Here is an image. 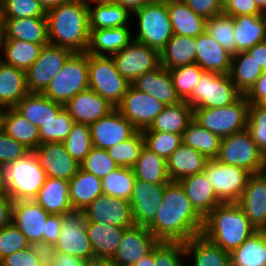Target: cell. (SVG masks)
Segmentation results:
<instances>
[{
    "mask_svg": "<svg viewBox=\"0 0 266 266\" xmlns=\"http://www.w3.org/2000/svg\"><path fill=\"white\" fill-rule=\"evenodd\" d=\"M28 93L26 71L0 59V106L14 108Z\"/></svg>",
    "mask_w": 266,
    "mask_h": 266,
    "instance_id": "cell-34",
    "label": "cell"
},
{
    "mask_svg": "<svg viewBox=\"0 0 266 266\" xmlns=\"http://www.w3.org/2000/svg\"><path fill=\"white\" fill-rule=\"evenodd\" d=\"M231 266H266V230H258L230 253Z\"/></svg>",
    "mask_w": 266,
    "mask_h": 266,
    "instance_id": "cell-42",
    "label": "cell"
},
{
    "mask_svg": "<svg viewBox=\"0 0 266 266\" xmlns=\"http://www.w3.org/2000/svg\"><path fill=\"white\" fill-rule=\"evenodd\" d=\"M126 228L106 223L86 222L94 258L112 259Z\"/></svg>",
    "mask_w": 266,
    "mask_h": 266,
    "instance_id": "cell-31",
    "label": "cell"
},
{
    "mask_svg": "<svg viewBox=\"0 0 266 266\" xmlns=\"http://www.w3.org/2000/svg\"><path fill=\"white\" fill-rule=\"evenodd\" d=\"M33 153L46 177L70 181L80 168V164L67 152L63 143H43Z\"/></svg>",
    "mask_w": 266,
    "mask_h": 266,
    "instance_id": "cell-20",
    "label": "cell"
},
{
    "mask_svg": "<svg viewBox=\"0 0 266 266\" xmlns=\"http://www.w3.org/2000/svg\"><path fill=\"white\" fill-rule=\"evenodd\" d=\"M4 38V16L0 5V44Z\"/></svg>",
    "mask_w": 266,
    "mask_h": 266,
    "instance_id": "cell-74",
    "label": "cell"
},
{
    "mask_svg": "<svg viewBox=\"0 0 266 266\" xmlns=\"http://www.w3.org/2000/svg\"><path fill=\"white\" fill-rule=\"evenodd\" d=\"M90 1L95 7H92ZM88 0L90 30L128 27L130 11L111 0Z\"/></svg>",
    "mask_w": 266,
    "mask_h": 266,
    "instance_id": "cell-30",
    "label": "cell"
},
{
    "mask_svg": "<svg viewBox=\"0 0 266 266\" xmlns=\"http://www.w3.org/2000/svg\"><path fill=\"white\" fill-rule=\"evenodd\" d=\"M244 96L249 104H257L266 96V71L262 73Z\"/></svg>",
    "mask_w": 266,
    "mask_h": 266,
    "instance_id": "cell-65",
    "label": "cell"
},
{
    "mask_svg": "<svg viewBox=\"0 0 266 266\" xmlns=\"http://www.w3.org/2000/svg\"><path fill=\"white\" fill-rule=\"evenodd\" d=\"M221 137L210 132L192 119L182 134L185 145L197 150L208 159H216L219 155Z\"/></svg>",
    "mask_w": 266,
    "mask_h": 266,
    "instance_id": "cell-45",
    "label": "cell"
},
{
    "mask_svg": "<svg viewBox=\"0 0 266 266\" xmlns=\"http://www.w3.org/2000/svg\"><path fill=\"white\" fill-rule=\"evenodd\" d=\"M84 211L73 210L62 215V225L55 247L58 253L82 260L94 258V252L86 231Z\"/></svg>",
    "mask_w": 266,
    "mask_h": 266,
    "instance_id": "cell-12",
    "label": "cell"
},
{
    "mask_svg": "<svg viewBox=\"0 0 266 266\" xmlns=\"http://www.w3.org/2000/svg\"><path fill=\"white\" fill-rule=\"evenodd\" d=\"M87 222L106 223L129 228L134 224L130 201L102 194L85 210Z\"/></svg>",
    "mask_w": 266,
    "mask_h": 266,
    "instance_id": "cell-18",
    "label": "cell"
},
{
    "mask_svg": "<svg viewBox=\"0 0 266 266\" xmlns=\"http://www.w3.org/2000/svg\"><path fill=\"white\" fill-rule=\"evenodd\" d=\"M242 94L229 74L204 71L186 102L195 108H221L234 103Z\"/></svg>",
    "mask_w": 266,
    "mask_h": 266,
    "instance_id": "cell-9",
    "label": "cell"
},
{
    "mask_svg": "<svg viewBox=\"0 0 266 266\" xmlns=\"http://www.w3.org/2000/svg\"><path fill=\"white\" fill-rule=\"evenodd\" d=\"M31 150L24 144L17 142L8 136L3 130L0 131V165L5 166L23 158Z\"/></svg>",
    "mask_w": 266,
    "mask_h": 266,
    "instance_id": "cell-59",
    "label": "cell"
},
{
    "mask_svg": "<svg viewBox=\"0 0 266 266\" xmlns=\"http://www.w3.org/2000/svg\"><path fill=\"white\" fill-rule=\"evenodd\" d=\"M262 17L264 18L265 25H266V9L262 12Z\"/></svg>",
    "mask_w": 266,
    "mask_h": 266,
    "instance_id": "cell-80",
    "label": "cell"
},
{
    "mask_svg": "<svg viewBox=\"0 0 266 266\" xmlns=\"http://www.w3.org/2000/svg\"><path fill=\"white\" fill-rule=\"evenodd\" d=\"M49 213L34 200L14 201L12 223L29 243L44 240Z\"/></svg>",
    "mask_w": 266,
    "mask_h": 266,
    "instance_id": "cell-21",
    "label": "cell"
},
{
    "mask_svg": "<svg viewBox=\"0 0 266 266\" xmlns=\"http://www.w3.org/2000/svg\"><path fill=\"white\" fill-rule=\"evenodd\" d=\"M266 182V165L261 169V171L258 173Z\"/></svg>",
    "mask_w": 266,
    "mask_h": 266,
    "instance_id": "cell-78",
    "label": "cell"
},
{
    "mask_svg": "<svg viewBox=\"0 0 266 266\" xmlns=\"http://www.w3.org/2000/svg\"><path fill=\"white\" fill-rule=\"evenodd\" d=\"M3 40L49 44L46 17L4 18Z\"/></svg>",
    "mask_w": 266,
    "mask_h": 266,
    "instance_id": "cell-26",
    "label": "cell"
},
{
    "mask_svg": "<svg viewBox=\"0 0 266 266\" xmlns=\"http://www.w3.org/2000/svg\"><path fill=\"white\" fill-rule=\"evenodd\" d=\"M131 85L137 90L157 98L165 106L181 102L169 70L161 65L137 77Z\"/></svg>",
    "mask_w": 266,
    "mask_h": 266,
    "instance_id": "cell-23",
    "label": "cell"
},
{
    "mask_svg": "<svg viewBox=\"0 0 266 266\" xmlns=\"http://www.w3.org/2000/svg\"><path fill=\"white\" fill-rule=\"evenodd\" d=\"M204 218L179 182L170 181L154 221L147 227L160 242H182L202 233Z\"/></svg>",
    "mask_w": 266,
    "mask_h": 266,
    "instance_id": "cell-1",
    "label": "cell"
},
{
    "mask_svg": "<svg viewBox=\"0 0 266 266\" xmlns=\"http://www.w3.org/2000/svg\"><path fill=\"white\" fill-rule=\"evenodd\" d=\"M257 105L263 109H266V96L263 97L258 103Z\"/></svg>",
    "mask_w": 266,
    "mask_h": 266,
    "instance_id": "cell-77",
    "label": "cell"
},
{
    "mask_svg": "<svg viewBox=\"0 0 266 266\" xmlns=\"http://www.w3.org/2000/svg\"><path fill=\"white\" fill-rule=\"evenodd\" d=\"M44 46L20 40H2L0 49L5 55V60L0 59L6 64L27 71L38 59Z\"/></svg>",
    "mask_w": 266,
    "mask_h": 266,
    "instance_id": "cell-44",
    "label": "cell"
},
{
    "mask_svg": "<svg viewBox=\"0 0 266 266\" xmlns=\"http://www.w3.org/2000/svg\"><path fill=\"white\" fill-rule=\"evenodd\" d=\"M89 126L92 146L106 150L130 139L139 131L117 109Z\"/></svg>",
    "mask_w": 266,
    "mask_h": 266,
    "instance_id": "cell-17",
    "label": "cell"
},
{
    "mask_svg": "<svg viewBox=\"0 0 266 266\" xmlns=\"http://www.w3.org/2000/svg\"><path fill=\"white\" fill-rule=\"evenodd\" d=\"M206 32L231 55L236 54L233 17L221 13L206 19Z\"/></svg>",
    "mask_w": 266,
    "mask_h": 266,
    "instance_id": "cell-48",
    "label": "cell"
},
{
    "mask_svg": "<svg viewBox=\"0 0 266 266\" xmlns=\"http://www.w3.org/2000/svg\"><path fill=\"white\" fill-rule=\"evenodd\" d=\"M249 105L241 95L234 103L221 108H195L193 119L223 138L247 129Z\"/></svg>",
    "mask_w": 266,
    "mask_h": 266,
    "instance_id": "cell-6",
    "label": "cell"
},
{
    "mask_svg": "<svg viewBox=\"0 0 266 266\" xmlns=\"http://www.w3.org/2000/svg\"><path fill=\"white\" fill-rule=\"evenodd\" d=\"M89 89L117 107L131 85L117 70L110 56L88 54Z\"/></svg>",
    "mask_w": 266,
    "mask_h": 266,
    "instance_id": "cell-8",
    "label": "cell"
},
{
    "mask_svg": "<svg viewBox=\"0 0 266 266\" xmlns=\"http://www.w3.org/2000/svg\"><path fill=\"white\" fill-rule=\"evenodd\" d=\"M223 13L231 17L240 15H262L254 0H231L224 8Z\"/></svg>",
    "mask_w": 266,
    "mask_h": 266,
    "instance_id": "cell-62",
    "label": "cell"
},
{
    "mask_svg": "<svg viewBox=\"0 0 266 266\" xmlns=\"http://www.w3.org/2000/svg\"><path fill=\"white\" fill-rule=\"evenodd\" d=\"M145 146L167 160L183 143L182 135L167 132H142Z\"/></svg>",
    "mask_w": 266,
    "mask_h": 266,
    "instance_id": "cell-53",
    "label": "cell"
},
{
    "mask_svg": "<svg viewBox=\"0 0 266 266\" xmlns=\"http://www.w3.org/2000/svg\"><path fill=\"white\" fill-rule=\"evenodd\" d=\"M195 37L174 34L160 51V63L165 69L195 63L196 54Z\"/></svg>",
    "mask_w": 266,
    "mask_h": 266,
    "instance_id": "cell-40",
    "label": "cell"
},
{
    "mask_svg": "<svg viewBox=\"0 0 266 266\" xmlns=\"http://www.w3.org/2000/svg\"><path fill=\"white\" fill-rule=\"evenodd\" d=\"M14 109L38 128L64 109V105L54 102L42 93H28Z\"/></svg>",
    "mask_w": 266,
    "mask_h": 266,
    "instance_id": "cell-29",
    "label": "cell"
},
{
    "mask_svg": "<svg viewBox=\"0 0 266 266\" xmlns=\"http://www.w3.org/2000/svg\"><path fill=\"white\" fill-rule=\"evenodd\" d=\"M102 194V179L81 168L69 181V201L73 210L84 211Z\"/></svg>",
    "mask_w": 266,
    "mask_h": 266,
    "instance_id": "cell-33",
    "label": "cell"
},
{
    "mask_svg": "<svg viewBox=\"0 0 266 266\" xmlns=\"http://www.w3.org/2000/svg\"><path fill=\"white\" fill-rule=\"evenodd\" d=\"M80 168L96 177L103 179L118 168L106 149L92 147L86 158L80 163Z\"/></svg>",
    "mask_w": 266,
    "mask_h": 266,
    "instance_id": "cell-54",
    "label": "cell"
},
{
    "mask_svg": "<svg viewBox=\"0 0 266 266\" xmlns=\"http://www.w3.org/2000/svg\"><path fill=\"white\" fill-rule=\"evenodd\" d=\"M194 209L205 218L217 205L222 203L204 172L183 178L179 181Z\"/></svg>",
    "mask_w": 266,
    "mask_h": 266,
    "instance_id": "cell-27",
    "label": "cell"
},
{
    "mask_svg": "<svg viewBox=\"0 0 266 266\" xmlns=\"http://www.w3.org/2000/svg\"><path fill=\"white\" fill-rule=\"evenodd\" d=\"M75 121L63 109L57 117H53L39 128L40 144L63 143L69 135Z\"/></svg>",
    "mask_w": 266,
    "mask_h": 266,
    "instance_id": "cell-52",
    "label": "cell"
},
{
    "mask_svg": "<svg viewBox=\"0 0 266 266\" xmlns=\"http://www.w3.org/2000/svg\"><path fill=\"white\" fill-rule=\"evenodd\" d=\"M111 1L123 6L133 14L134 11L142 8L144 5L149 4L155 0H111Z\"/></svg>",
    "mask_w": 266,
    "mask_h": 266,
    "instance_id": "cell-69",
    "label": "cell"
},
{
    "mask_svg": "<svg viewBox=\"0 0 266 266\" xmlns=\"http://www.w3.org/2000/svg\"><path fill=\"white\" fill-rule=\"evenodd\" d=\"M258 9L263 12L266 9V0H254Z\"/></svg>",
    "mask_w": 266,
    "mask_h": 266,
    "instance_id": "cell-75",
    "label": "cell"
},
{
    "mask_svg": "<svg viewBox=\"0 0 266 266\" xmlns=\"http://www.w3.org/2000/svg\"><path fill=\"white\" fill-rule=\"evenodd\" d=\"M117 70L131 84L137 77L158 68L160 52L134 39L121 51L111 56Z\"/></svg>",
    "mask_w": 266,
    "mask_h": 266,
    "instance_id": "cell-14",
    "label": "cell"
},
{
    "mask_svg": "<svg viewBox=\"0 0 266 266\" xmlns=\"http://www.w3.org/2000/svg\"><path fill=\"white\" fill-rule=\"evenodd\" d=\"M195 63L204 71L229 74L232 55L216 42L206 31L195 37Z\"/></svg>",
    "mask_w": 266,
    "mask_h": 266,
    "instance_id": "cell-25",
    "label": "cell"
},
{
    "mask_svg": "<svg viewBox=\"0 0 266 266\" xmlns=\"http://www.w3.org/2000/svg\"><path fill=\"white\" fill-rule=\"evenodd\" d=\"M41 6L47 11L50 8L56 7L62 3H66L70 0H37Z\"/></svg>",
    "mask_w": 266,
    "mask_h": 266,
    "instance_id": "cell-72",
    "label": "cell"
},
{
    "mask_svg": "<svg viewBox=\"0 0 266 266\" xmlns=\"http://www.w3.org/2000/svg\"><path fill=\"white\" fill-rule=\"evenodd\" d=\"M193 119V109L186 101L165 106L152 124L142 132H167L182 135Z\"/></svg>",
    "mask_w": 266,
    "mask_h": 266,
    "instance_id": "cell-37",
    "label": "cell"
},
{
    "mask_svg": "<svg viewBox=\"0 0 266 266\" xmlns=\"http://www.w3.org/2000/svg\"><path fill=\"white\" fill-rule=\"evenodd\" d=\"M85 260L68 254L58 253L53 261V266H84Z\"/></svg>",
    "mask_w": 266,
    "mask_h": 266,
    "instance_id": "cell-68",
    "label": "cell"
},
{
    "mask_svg": "<svg viewBox=\"0 0 266 266\" xmlns=\"http://www.w3.org/2000/svg\"><path fill=\"white\" fill-rule=\"evenodd\" d=\"M34 201L49 214L63 215L73 211L69 201V181L46 177Z\"/></svg>",
    "mask_w": 266,
    "mask_h": 266,
    "instance_id": "cell-35",
    "label": "cell"
},
{
    "mask_svg": "<svg viewBox=\"0 0 266 266\" xmlns=\"http://www.w3.org/2000/svg\"><path fill=\"white\" fill-rule=\"evenodd\" d=\"M4 174L7 195L13 201L34 200L46 179L33 151L5 165Z\"/></svg>",
    "mask_w": 266,
    "mask_h": 266,
    "instance_id": "cell-4",
    "label": "cell"
},
{
    "mask_svg": "<svg viewBox=\"0 0 266 266\" xmlns=\"http://www.w3.org/2000/svg\"><path fill=\"white\" fill-rule=\"evenodd\" d=\"M4 18L46 17L37 0H0Z\"/></svg>",
    "mask_w": 266,
    "mask_h": 266,
    "instance_id": "cell-55",
    "label": "cell"
},
{
    "mask_svg": "<svg viewBox=\"0 0 266 266\" xmlns=\"http://www.w3.org/2000/svg\"><path fill=\"white\" fill-rule=\"evenodd\" d=\"M165 105L130 85L116 109L139 131L148 128Z\"/></svg>",
    "mask_w": 266,
    "mask_h": 266,
    "instance_id": "cell-15",
    "label": "cell"
},
{
    "mask_svg": "<svg viewBox=\"0 0 266 266\" xmlns=\"http://www.w3.org/2000/svg\"><path fill=\"white\" fill-rule=\"evenodd\" d=\"M84 266H116L111 259L92 258L85 261Z\"/></svg>",
    "mask_w": 266,
    "mask_h": 266,
    "instance_id": "cell-70",
    "label": "cell"
},
{
    "mask_svg": "<svg viewBox=\"0 0 266 266\" xmlns=\"http://www.w3.org/2000/svg\"><path fill=\"white\" fill-rule=\"evenodd\" d=\"M30 252L34 253L40 261V266H53L57 254L55 244L42 241H35L28 244Z\"/></svg>",
    "mask_w": 266,
    "mask_h": 266,
    "instance_id": "cell-61",
    "label": "cell"
},
{
    "mask_svg": "<svg viewBox=\"0 0 266 266\" xmlns=\"http://www.w3.org/2000/svg\"><path fill=\"white\" fill-rule=\"evenodd\" d=\"M5 112H6V108L0 106V131L3 130V119H4Z\"/></svg>",
    "mask_w": 266,
    "mask_h": 266,
    "instance_id": "cell-76",
    "label": "cell"
},
{
    "mask_svg": "<svg viewBox=\"0 0 266 266\" xmlns=\"http://www.w3.org/2000/svg\"><path fill=\"white\" fill-rule=\"evenodd\" d=\"M219 162L258 174L266 165L265 154L257 147L247 129L221 139Z\"/></svg>",
    "mask_w": 266,
    "mask_h": 266,
    "instance_id": "cell-10",
    "label": "cell"
},
{
    "mask_svg": "<svg viewBox=\"0 0 266 266\" xmlns=\"http://www.w3.org/2000/svg\"><path fill=\"white\" fill-rule=\"evenodd\" d=\"M264 71L247 52L232 55L230 77L237 90L245 95Z\"/></svg>",
    "mask_w": 266,
    "mask_h": 266,
    "instance_id": "cell-46",
    "label": "cell"
},
{
    "mask_svg": "<svg viewBox=\"0 0 266 266\" xmlns=\"http://www.w3.org/2000/svg\"><path fill=\"white\" fill-rule=\"evenodd\" d=\"M237 203L258 230H266V182L259 174L249 177Z\"/></svg>",
    "mask_w": 266,
    "mask_h": 266,
    "instance_id": "cell-24",
    "label": "cell"
},
{
    "mask_svg": "<svg viewBox=\"0 0 266 266\" xmlns=\"http://www.w3.org/2000/svg\"><path fill=\"white\" fill-rule=\"evenodd\" d=\"M3 131L31 151L40 145L39 128L20 115L14 108H6Z\"/></svg>",
    "mask_w": 266,
    "mask_h": 266,
    "instance_id": "cell-41",
    "label": "cell"
},
{
    "mask_svg": "<svg viewBox=\"0 0 266 266\" xmlns=\"http://www.w3.org/2000/svg\"><path fill=\"white\" fill-rule=\"evenodd\" d=\"M62 225V215L49 214L47 218L46 233H44V241L55 244L58 241Z\"/></svg>",
    "mask_w": 266,
    "mask_h": 266,
    "instance_id": "cell-64",
    "label": "cell"
},
{
    "mask_svg": "<svg viewBox=\"0 0 266 266\" xmlns=\"http://www.w3.org/2000/svg\"><path fill=\"white\" fill-rule=\"evenodd\" d=\"M25 235L13 224L0 229V261L17 251L28 247Z\"/></svg>",
    "mask_w": 266,
    "mask_h": 266,
    "instance_id": "cell-57",
    "label": "cell"
},
{
    "mask_svg": "<svg viewBox=\"0 0 266 266\" xmlns=\"http://www.w3.org/2000/svg\"><path fill=\"white\" fill-rule=\"evenodd\" d=\"M5 194H7V189L5 184L4 166L0 165V196Z\"/></svg>",
    "mask_w": 266,
    "mask_h": 266,
    "instance_id": "cell-73",
    "label": "cell"
},
{
    "mask_svg": "<svg viewBox=\"0 0 266 266\" xmlns=\"http://www.w3.org/2000/svg\"><path fill=\"white\" fill-rule=\"evenodd\" d=\"M173 34L197 37L206 31V19L197 15L182 0H167Z\"/></svg>",
    "mask_w": 266,
    "mask_h": 266,
    "instance_id": "cell-36",
    "label": "cell"
},
{
    "mask_svg": "<svg viewBox=\"0 0 266 266\" xmlns=\"http://www.w3.org/2000/svg\"><path fill=\"white\" fill-rule=\"evenodd\" d=\"M2 266H40L36 255L29 251L28 247L6 256L0 261Z\"/></svg>",
    "mask_w": 266,
    "mask_h": 266,
    "instance_id": "cell-63",
    "label": "cell"
},
{
    "mask_svg": "<svg viewBox=\"0 0 266 266\" xmlns=\"http://www.w3.org/2000/svg\"><path fill=\"white\" fill-rule=\"evenodd\" d=\"M231 0H218L222 8H224Z\"/></svg>",
    "mask_w": 266,
    "mask_h": 266,
    "instance_id": "cell-79",
    "label": "cell"
},
{
    "mask_svg": "<svg viewBox=\"0 0 266 266\" xmlns=\"http://www.w3.org/2000/svg\"><path fill=\"white\" fill-rule=\"evenodd\" d=\"M247 130L252 140L266 156V109L257 104H250L248 111Z\"/></svg>",
    "mask_w": 266,
    "mask_h": 266,
    "instance_id": "cell-56",
    "label": "cell"
},
{
    "mask_svg": "<svg viewBox=\"0 0 266 266\" xmlns=\"http://www.w3.org/2000/svg\"><path fill=\"white\" fill-rule=\"evenodd\" d=\"M222 203H237L252 175L247 170L209 159L203 171Z\"/></svg>",
    "mask_w": 266,
    "mask_h": 266,
    "instance_id": "cell-11",
    "label": "cell"
},
{
    "mask_svg": "<svg viewBox=\"0 0 266 266\" xmlns=\"http://www.w3.org/2000/svg\"><path fill=\"white\" fill-rule=\"evenodd\" d=\"M181 256H186L182 242H159L155 247L156 266H184Z\"/></svg>",
    "mask_w": 266,
    "mask_h": 266,
    "instance_id": "cell-58",
    "label": "cell"
},
{
    "mask_svg": "<svg viewBox=\"0 0 266 266\" xmlns=\"http://www.w3.org/2000/svg\"><path fill=\"white\" fill-rule=\"evenodd\" d=\"M257 231L238 203H220L204 218L201 234L231 253Z\"/></svg>",
    "mask_w": 266,
    "mask_h": 266,
    "instance_id": "cell-3",
    "label": "cell"
},
{
    "mask_svg": "<svg viewBox=\"0 0 266 266\" xmlns=\"http://www.w3.org/2000/svg\"><path fill=\"white\" fill-rule=\"evenodd\" d=\"M75 123L92 124L116 109L108 100L91 89L77 93L64 104Z\"/></svg>",
    "mask_w": 266,
    "mask_h": 266,
    "instance_id": "cell-22",
    "label": "cell"
},
{
    "mask_svg": "<svg viewBox=\"0 0 266 266\" xmlns=\"http://www.w3.org/2000/svg\"><path fill=\"white\" fill-rule=\"evenodd\" d=\"M132 266H156L155 264V248L147 256L142 257L141 260L133 264Z\"/></svg>",
    "mask_w": 266,
    "mask_h": 266,
    "instance_id": "cell-71",
    "label": "cell"
},
{
    "mask_svg": "<svg viewBox=\"0 0 266 266\" xmlns=\"http://www.w3.org/2000/svg\"><path fill=\"white\" fill-rule=\"evenodd\" d=\"M133 13L137 16L139 27L133 39L160 52L174 35L167 0H155Z\"/></svg>",
    "mask_w": 266,
    "mask_h": 266,
    "instance_id": "cell-7",
    "label": "cell"
},
{
    "mask_svg": "<svg viewBox=\"0 0 266 266\" xmlns=\"http://www.w3.org/2000/svg\"><path fill=\"white\" fill-rule=\"evenodd\" d=\"M136 179L148 183L168 184L167 162L145 145L141 149L137 162L132 167Z\"/></svg>",
    "mask_w": 266,
    "mask_h": 266,
    "instance_id": "cell-43",
    "label": "cell"
},
{
    "mask_svg": "<svg viewBox=\"0 0 266 266\" xmlns=\"http://www.w3.org/2000/svg\"><path fill=\"white\" fill-rule=\"evenodd\" d=\"M49 44L86 52L90 27L88 0H70L46 12Z\"/></svg>",
    "mask_w": 266,
    "mask_h": 266,
    "instance_id": "cell-2",
    "label": "cell"
},
{
    "mask_svg": "<svg viewBox=\"0 0 266 266\" xmlns=\"http://www.w3.org/2000/svg\"><path fill=\"white\" fill-rule=\"evenodd\" d=\"M73 53L68 48L45 45L38 59L26 71L29 93H42Z\"/></svg>",
    "mask_w": 266,
    "mask_h": 266,
    "instance_id": "cell-13",
    "label": "cell"
},
{
    "mask_svg": "<svg viewBox=\"0 0 266 266\" xmlns=\"http://www.w3.org/2000/svg\"><path fill=\"white\" fill-rule=\"evenodd\" d=\"M166 185L136 179L130 198L135 225L148 227L154 221Z\"/></svg>",
    "mask_w": 266,
    "mask_h": 266,
    "instance_id": "cell-19",
    "label": "cell"
},
{
    "mask_svg": "<svg viewBox=\"0 0 266 266\" xmlns=\"http://www.w3.org/2000/svg\"><path fill=\"white\" fill-rule=\"evenodd\" d=\"M159 242L147 227L133 225L125 229L111 260L116 266H132L151 253Z\"/></svg>",
    "mask_w": 266,
    "mask_h": 266,
    "instance_id": "cell-16",
    "label": "cell"
},
{
    "mask_svg": "<svg viewBox=\"0 0 266 266\" xmlns=\"http://www.w3.org/2000/svg\"><path fill=\"white\" fill-rule=\"evenodd\" d=\"M185 254L192 257L194 266H231L230 253L213 244L202 234L184 243Z\"/></svg>",
    "mask_w": 266,
    "mask_h": 266,
    "instance_id": "cell-39",
    "label": "cell"
},
{
    "mask_svg": "<svg viewBox=\"0 0 266 266\" xmlns=\"http://www.w3.org/2000/svg\"><path fill=\"white\" fill-rule=\"evenodd\" d=\"M236 54L246 52L266 40V25L262 15L233 17Z\"/></svg>",
    "mask_w": 266,
    "mask_h": 266,
    "instance_id": "cell-38",
    "label": "cell"
},
{
    "mask_svg": "<svg viewBox=\"0 0 266 266\" xmlns=\"http://www.w3.org/2000/svg\"><path fill=\"white\" fill-rule=\"evenodd\" d=\"M209 159L182 143L166 160L170 181L179 182L185 177L204 171Z\"/></svg>",
    "mask_w": 266,
    "mask_h": 266,
    "instance_id": "cell-28",
    "label": "cell"
},
{
    "mask_svg": "<svg viewBox=\"0 0 266 266\" xmlns=\"http://www.w3.org/2000/svg\"><path fill=\"white\" fill-rule=\"evenodd\" d=\"M135 181L132 168L118 167L102 179L103 194L130 201Z\"/></svg>",
    "mask_w": 266,
    "mask_h": 266,
    "instance_id": "cell-47",
    "label": "cell"
},
{
    "mask_svg": "<svg viewBox=\"0 0 266 266\" xmlns=\"http://www.w3.org/2000/svg\"><path fill=\"white\" fill-rule=\"evenodd\" d=\"M246 52L263 71H266V40L256 44Z\"/></svg>",
    "mask_w": 266,
    "mask_h": 266,
    "instance_id": "cell-67",
    "label": "cell"
},
{
    "mask_svg": "<svg viewBox=\"0 0 266 266\" xmlns=\"http://www.w3.org/2000/svg\"><path fill=\"white\" fill-rule=\"evenodd\" d=\"M144 145L143 133L142 131H138L130 139L108 148L107 151L118 167L132 168L137 162Z\"/></svg>",
    "mask_w": 266,
    "mask_h": 266,
    "instance_id": "cell-49",
    "label": "cell"
},
{
    "mask_svg": "<svg viewBox=\"0 0 266 266\" xmlns=\"http://www.w3.org/2000/svg\"><path fill=\"white\" fill-rule=\"evenodd\" d=\"M88 88V53L74 52L42 94L64 105L77 93Z\"/></svg>",
    "mask_w": 266,
    "mask_h": 266,
    "instance_id": "cell-5",
    "label": "cell"
},
{
    "mask_svg": "<svg viewBox=\"0 0 266 266\" xmlns=\"http://www.w3.org/2000/svg\"><path fill=\"white\" fill-rule=\"evenodd\" d=\"M128 27L90 30L86 52L96 56H111L123 50L132 40Z\"/></svg>",
    "mask_w": 266,
    "mask_h": 266,
    "instance_id": "cell-32",
    "label": "cell"
},
{
    "mask_svg": "<svg viewBox=\"0 0 266 266\" xmlns=\"http://www.w3.org/2000/svg\"><path fill=\"white\" fill-rule=\"evenodd\" d=\"M13 203L7 194L0 196V229L12 223Z\"/></svg>",
    "mask_w": 266,
    "mask_h": 266,
    "instance_id": "cell-66",
    "label": "cell"
},
{
    "mask_svg": "<svg viewBox=\"0 0 266 266\" xmlns=\"http://www.w3.org/2000/svg\"><path fill=\"white\" fill-rule=\"evenodd\" d=\"M63 144L67 152L80 164L93 147L90 126L75 123Z\"/></svg>",
    "mask_w": 266,
    "mask_h": 266,
    "instance_id": "cell-51",
    "label": "cell"
},
{
    "mask_svg": "<svg viewBox=\"0 0 266 266\" xmlns=\"http://www.w3.org/2000/svg\"><path fill=\"white\" fill-rule=\"evenodd\" d=\"M178 97L186 101L204 72L196 63L179 66L169 70Z\"/></svg>",
    "mask_w": 266,
    "mask_h": 266,
    "instance_id": "cell-50",
    "label": "cell"
},
{
    "mask_svg": "<svg viewBox=\"0 0 266 266\" xmlns=\"http://www.w3.org/2000/svg\"><path fill=\"white\" fill-rule=\"evenodd\" d=\"M192 11L204 19L223 13L218 0H182Z\"/></svg>",
    "mask_w": 266,
    "mask_h": 266,
    "instance_id": "cell-60",
    "label": "cell"
}]
</instances>
